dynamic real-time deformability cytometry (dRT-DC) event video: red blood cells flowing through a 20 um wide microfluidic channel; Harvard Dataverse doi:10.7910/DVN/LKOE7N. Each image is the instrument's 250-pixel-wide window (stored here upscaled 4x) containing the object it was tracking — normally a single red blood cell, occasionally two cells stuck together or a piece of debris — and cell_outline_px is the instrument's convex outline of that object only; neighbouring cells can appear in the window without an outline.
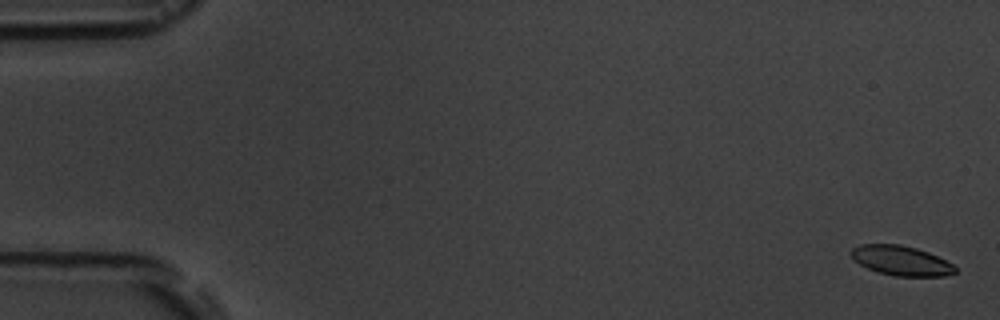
{"species": "common noctule bat (a hibernating species)", "species_latin": "Nyctalus noctula", "temperature_condition": "room temperature", "stored_images_in_passage": 9, "camera_frame_rate_fps": 3000, "um_per_image_px": 0.085, "animal": {"sex": "male", "body_mass_g": 19.5, "forearm_length_mm": 54.6}, "frame": {"image": 1, "passage_image": 1, "time_ms": 0.0, "image_size_px": [1000, 320], "cell_outline_px": [[956, 272], [944, 276], [892, 276], [868, 268], [852, 260], [852, 248], [860, 244], [900, 244], [916, 248], [928, 252], [952, 264], [956, 268]], "centroid_in_image_um": [76.58, 22.15], "position_along_channel_um": 8.4, "area_um2": 17.86}}
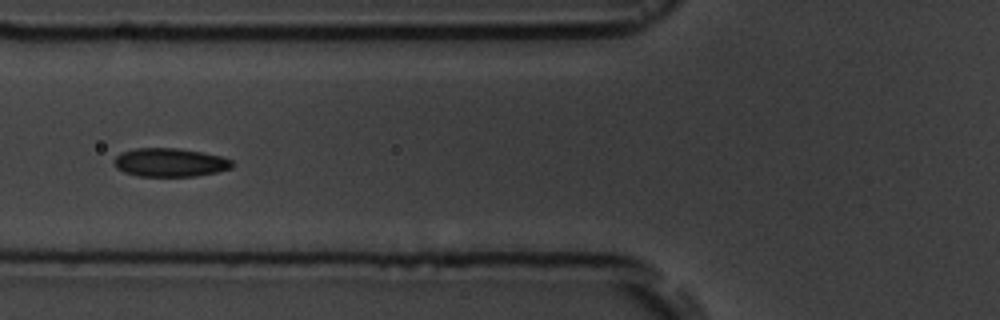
{"frame": {"image": 2, "passage_image": 7, "time_ms": 7.0, "image_size_px": [1000, 320], "cell_outline_px": [[232, 168], [216, 172], [196, 176], [136, 176], [124, 172], [116, 168], [112, 160], [120, 152], [136, 148], [176, 148], [200, 152], [220, 156], [232, 160]], "centroid_in_image_um": [14.39, 13.81], "position_along_channel_um": 111.4, "area_um2": 19.65}}
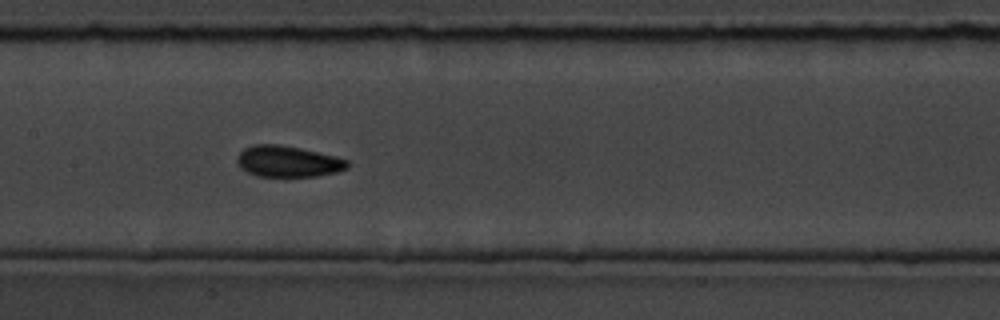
{"frame": {"image": 3, "passage_image": 9, "time_ms": 9.0, "image_size_px": [1000, 320], "cell_outline_px": [[348, 168], [336, 172], [316, 176], [256, 176], [240, 168], [236, 160], [236, 156], [244, 148], [252, 144], [280, 144], [300, 148], [336, 156], [348, 160]], "centroid_in_image_um": [24.44, 13.71], "position_along_channel_um": 183.0, "area_um2": 20.11}}